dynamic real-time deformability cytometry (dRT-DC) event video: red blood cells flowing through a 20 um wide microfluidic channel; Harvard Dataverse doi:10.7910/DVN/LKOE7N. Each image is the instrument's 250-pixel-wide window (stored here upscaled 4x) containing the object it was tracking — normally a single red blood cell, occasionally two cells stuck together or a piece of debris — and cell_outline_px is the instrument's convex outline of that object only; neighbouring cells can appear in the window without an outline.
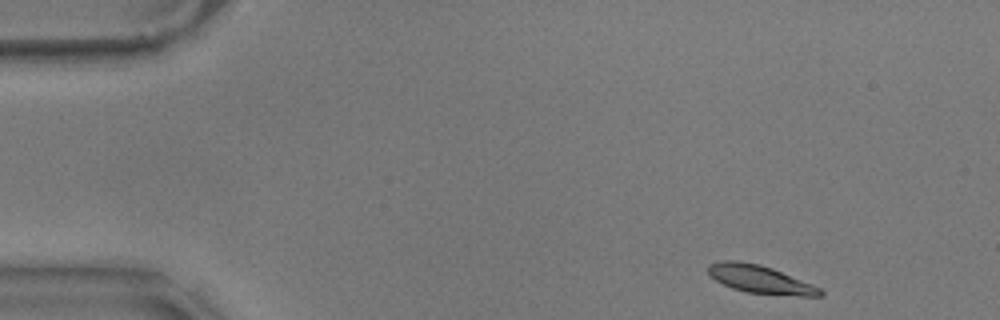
{"species": "common noctule bat (a hibernating species)", "species_latin": "Nyctalus noctula", "temperature_condition": "warm", "stored_images_in_passage": 53, "camera_frame_rate_fps": 3000, "um_per_image_px": 0.085, "animal": {"sex": "male", "body_mass_g": 17.9}, "frame": {"image": 1, "passage_image": 1, "time_ms": 0.0, "image_size_px": [1000, 320], "cell_outline_px": [[824, 296], [800, 296], [748, 292], [732, 288], [716, 280], [708, 272], [708, 264], [720, 260], [740, 260], [760, 264], [772, 268], [812, 284], [820, 288], [824, 292]], "centroid_in_image_um": [64.62, 23.73], "position_along_channel_um": 20.4, "area_um2": 18.21}}
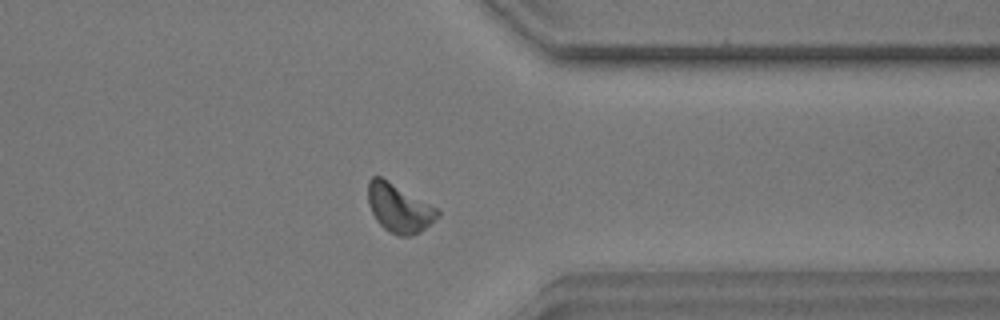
{"frame": {"image": 2, "passage_image": 40, "time_ms": 13.0, "image_size_px": [1000, 320], "cell_outline_px": [[440, 216], [420, 232], [412, 236], [400, 236], [388, 232], [376, 220], [368, 204], [368, 180], [372, 176], [380, 176], [436, 208], [440, 212]], "centroid_in_image_um": [33.9, 17.71], "position_along_channel_um": 377.5, "area_um2": 19.42}}
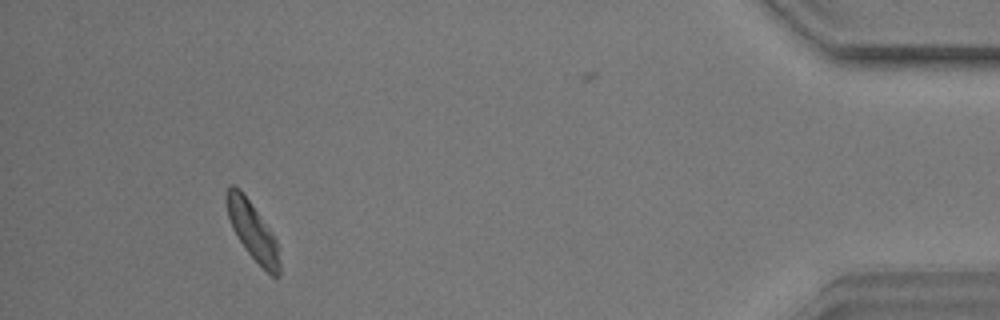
{"frame": {"image": 3, "passage_image": 48, "time_ms": 15.667, "image_size_px": [1000, 320], "cell_outline_px": [[280, 276], [272, 276], [244, 248], [232, 228], [228, 216], [224, 200], [224, 196], [228, 188], [232, 184], [240, 188], [272, 232], [276, 240], [280, 264]], "centroid_in_image_um": [21.44, 19.58], "position_along_channel_um": 413.8, "area_um2": 17.69}, "authors_computed_cell_mechanics": {"area_um2": 18.5538, "velocity_mm_per_s": 3.4842, "shape_relaxation_time_tau1_ms": 3.2104, "shape_relaxation_time_tau2_ms": 7.0389, "deformation_change_tau1": 0.1088, "deformation_change_tau2": 0.1197}}